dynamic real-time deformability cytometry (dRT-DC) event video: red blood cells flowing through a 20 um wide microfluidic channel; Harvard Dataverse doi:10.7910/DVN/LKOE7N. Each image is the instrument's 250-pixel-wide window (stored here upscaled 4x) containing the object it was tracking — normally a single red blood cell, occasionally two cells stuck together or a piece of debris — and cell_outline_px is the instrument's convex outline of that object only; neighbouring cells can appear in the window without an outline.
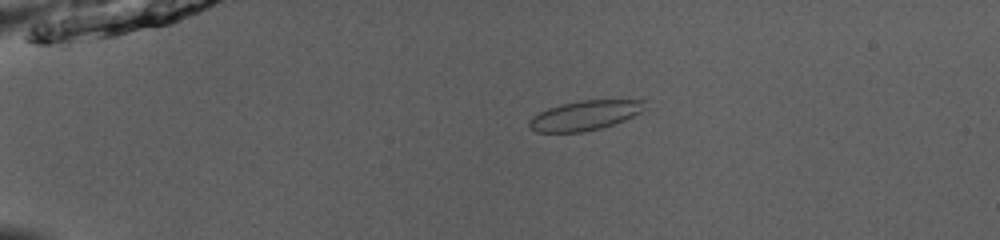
{"species": "common noctule bat (a hibernating species)", "species_latin": "Nyctalus noctula", "temperature_condition": "room temperature", "stored_images_in_passage": 53, "camera_frame_rate_fps": 3000, "um_per_image_px": 0.085, "animal": {"sex": "male", "body_mass_g": 13.0, "forearm_length_mm": 53.1}, "frame": {"image": 1, "passage_image": 13, "time_ms": 4.0, "image_size_px": [1000, 240], "cell_outline_px": [[648, 108], [624, 120], [600, 128], [584, 132], [536, 132], [528, 128], [528, 120], [532, 116], [548, 108], [560, 104], [580, 100], [648, 100]], "centroid_in_image_um": [49.72, 9.8], "position_along_channel_um": 35.3, "area_um2": 20.17}}
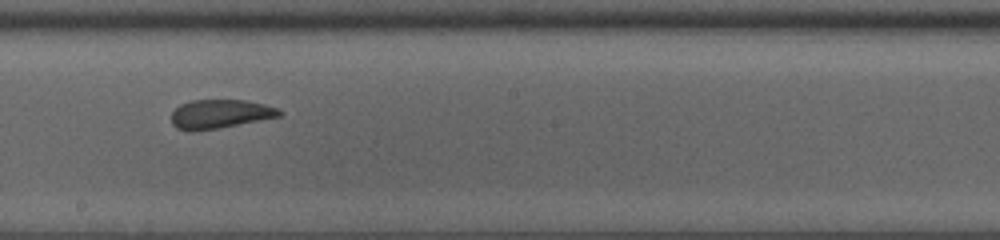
{"frame": {"image": 2, "passage_image": 32, "time_ms": 10.333, "image_size_px": [1000, 240], "cell_outline_px": [[284, 112], [280, 116], [196, 132], [188, 132], [176, 128], [172, 124], [172, 112], [180, 104], [192, 100], [244, 100], [264, 104], [280, 108]], "centroid_in_image_um": [18.68, 9.69], "position_along_channel_um": 229.5, "area_um2": 18.26}}
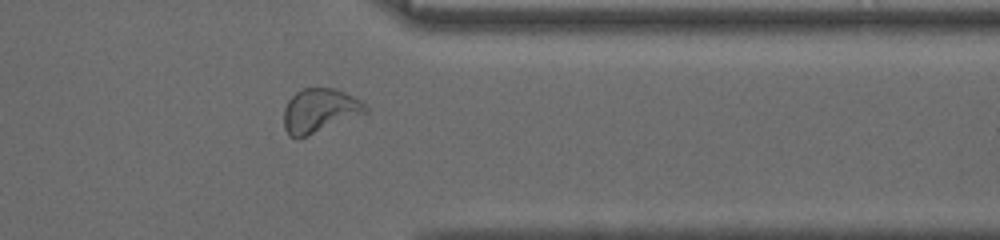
{"frame": {"image": 3, "passage_image": 44, "time_ms": 14.333, "image_size_px": [1000, 240], "cell_outline_px": [[368, 112], [300, 140], [296, 140], [288, 136], [284, 128], [284, 108], [288, 100], [296, 92], [304, 88], [332, 88], [344, 92], [360, 100], [368, 108]], "centroid_in_image_um": [27.13, 9.45], "position_along_channel_um": 384.3, "area_um2": 21.27}}